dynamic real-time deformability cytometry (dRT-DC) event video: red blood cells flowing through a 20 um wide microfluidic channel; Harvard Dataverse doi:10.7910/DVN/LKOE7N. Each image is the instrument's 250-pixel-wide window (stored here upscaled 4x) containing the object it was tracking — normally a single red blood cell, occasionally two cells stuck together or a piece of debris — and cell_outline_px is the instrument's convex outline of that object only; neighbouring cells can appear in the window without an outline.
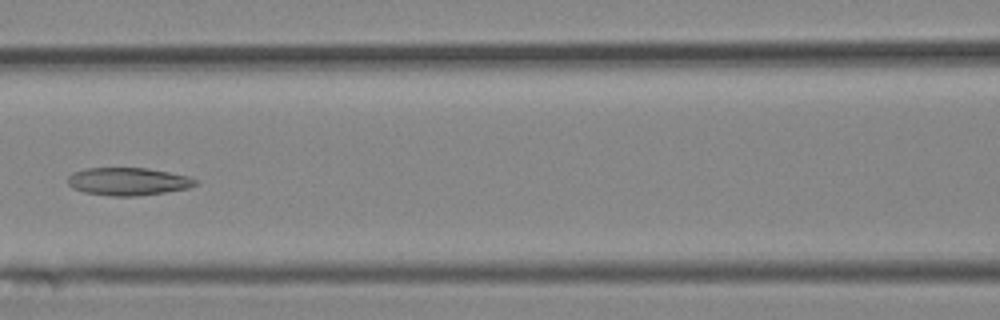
{"species": "Egyptian fruit bat (a non-hibernating species)", "species_latin": "Rousettus aegyptiacus", "temperature_condition": "cold", "stored_images_in_passage": 4, "camera_frame_rate_fps": 3000, "um_per_image_px": 0.085, "animal": {"sex": "female"}, "frame": {"image": 1, "passage_image": 4, "time_ms": 3.333, "image_size_px": [1000, 320], "cell_outline_px": [[200, 184], [188, 188], [164, 192], [136, 196], [112, 196], [84, 192], [72, 188], [68, 184], [68, 176], [72, 172], [84, 168], [148, 168], [188, 176], [200, 180]], "centroid_in_image_um": [10.9, 15.42], "position_along_channel_um": 155.7, "area_um2": 20.81}}